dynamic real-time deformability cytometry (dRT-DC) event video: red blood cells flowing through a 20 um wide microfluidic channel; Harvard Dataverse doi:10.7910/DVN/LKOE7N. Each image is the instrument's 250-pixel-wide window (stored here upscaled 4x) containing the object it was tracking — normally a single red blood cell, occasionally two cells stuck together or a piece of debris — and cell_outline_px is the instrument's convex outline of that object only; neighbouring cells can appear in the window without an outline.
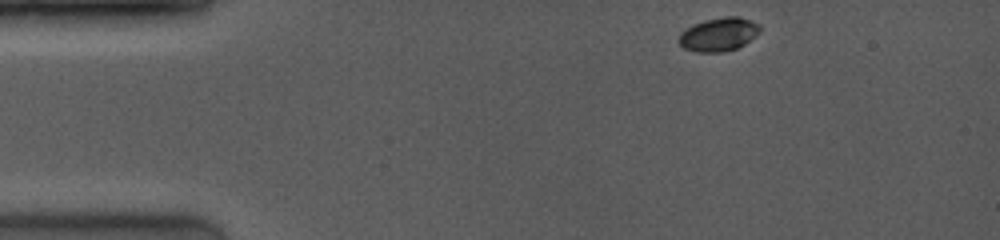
{"species": "common noctule bat (a hibernating species)", "species_latin": "Nyctalus noctula", "temperature_condition": "room temperature", "stored_images_in_passage": 47, "camera_frame_rate_fps": 4000, "um_per_image_px": 0.085, "animal": {"sex": "female", "body_mass_g": 19.0, "forearm_length_mm": 53.3}, "frame": {"image": 1, "passage_image": 1, "time_ms": 0.0, "image_size_px": [1000, 240], "cell_outline_px": [[760, 32], [756, 36], [744, 44], [736, 48], [724, 52], [696, 52], [684, 48], [676, 40], [680, 32], [692, 24], [704, 20], [724, 16], [740, 16], [752, 20], [760, 24]], "centroid_in_image_um": [61.08, 2.91], "position_along_channel_um": 23.9, "area_um2": 16.18}}
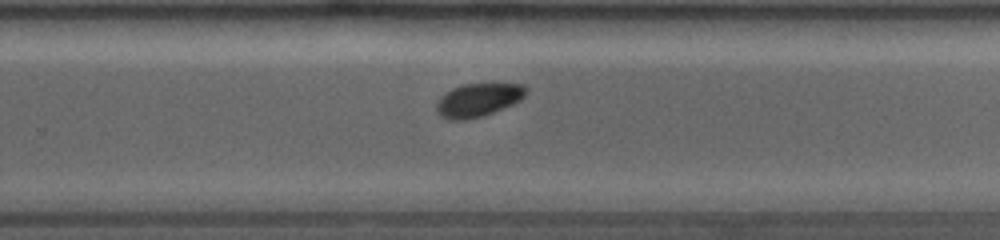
{"frame": {"image": 2, "passage_image": 24, "time_ms": 8.25, "image_size_px": [1000, 240], "cell_outline_px": [[528, 88], [524, 96], [520, 100], [512, 104], [484, 116], [464, 120], [448, 120], [440, 116], [436, 108], [436, 104], [440, 96], [452, 88], [464, 84], [524, 84]], "centroid_in_image_um": [40.63, 8.5], "position_along_channel_um": 289.2, "area_um2": 17.4}}
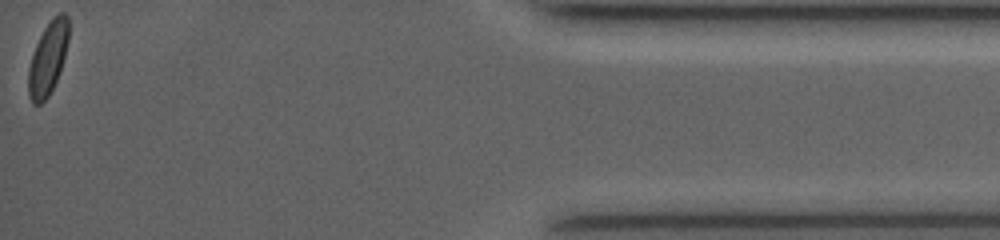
{"frame": {"image": 3, "passage_image": 47, "time_ms": 13.25, "image_size_px": [1000, 240], "cell_outline_px": [[68, 40], [60, 72], [48, 96], [40, 104], [32, 104], [28, 96], [28, 68], [36, 44], [44, 28], [52, 16], [60, 12], [64, 12], [68, 16]], "centroid_in_image_um": [4.06, 4.95], "position_along_channel_um": 431.1, "area_um2": 17.05}, "authors_computed_cell_mechanics": {"area_um2": 17.2244, "velocity_mm_per_s": 4.1381, "shape_relaxation_time_tau1_ms": 1.5689, "shape_relaxation_time_tau2_ms": 2.9187, "deformation_change_tau1": 0.0806, "deformation_change_tau2": 0.0405}}